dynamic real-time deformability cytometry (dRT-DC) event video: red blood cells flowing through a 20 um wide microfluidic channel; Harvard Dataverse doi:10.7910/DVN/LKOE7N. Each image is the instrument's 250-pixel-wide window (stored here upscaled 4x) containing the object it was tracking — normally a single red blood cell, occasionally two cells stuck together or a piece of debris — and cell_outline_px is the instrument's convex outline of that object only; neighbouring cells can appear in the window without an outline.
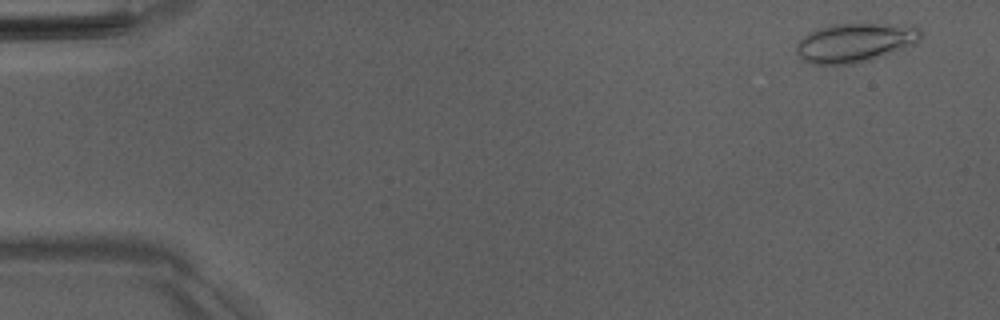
{"species": "Egyptian fruit bat (a non-hibernating species)", "species_latin": "Rousettus aegyptiacus", "temperature_condition": "room temperature", "stored_images_in_passage": 46, "camera_frame_rate_fps": 3000, "um_per_image_px": 0.085, "animal": {"sex": "male"}, "frame": {"image": 1, "passage_image": 3, "time_ms": 0.667, "image_size_px": [1000, 320], "cell_outline_px": [[924, 36], [920, 40], [912, 44], [884, 56], [852, 64], [812, 64], [800, 60], [796, 52], [796, 44], [804, 36], [816, 28], [832, 24], [912, 24], [920, 28], [924, 32]], "centroid_in_image_um": [72.69, 3.61], "position_along_channel_um": 12.3, "area_um2": 28.67}}
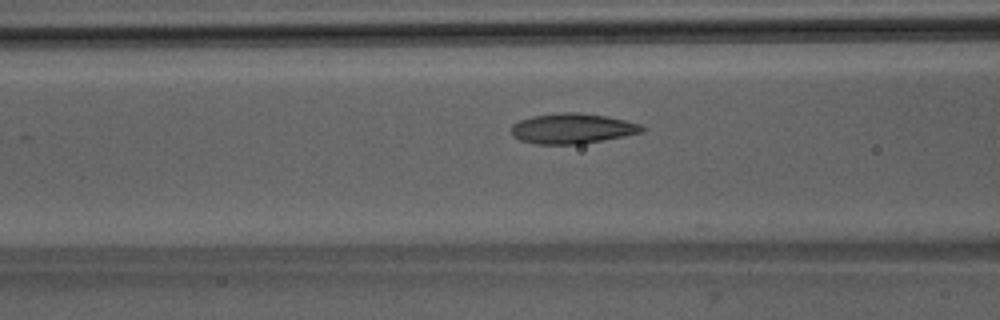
{"frame": {"image": 2, "passage_image": 21, "time_ms": 6.667, "image_size_px": [1000, 320], "cell_outline_px": [[644, 132], [624, 136], [580, 144], [536, 144], [520, 140], [512, 136], [512, 124], [520, 120], [532, 116], [560, 112], [576, 112], [608, 116], [640, 124], [644, 128]], "centroid_in_image_um": [48.63, 10.92], "position_along_channel_um": 118.0, "area_um2": 23.0}}
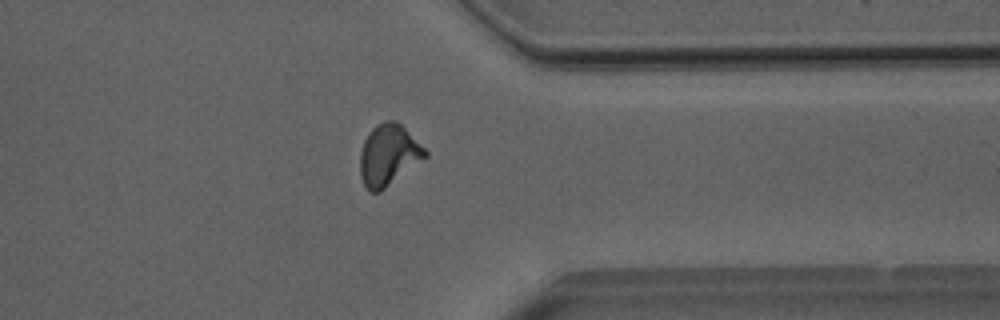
{"frame": {"image": 3, "passage_image": 41, "time_ms": 13.333, "image_size_px": [1000, 320], "cell_outline_px": [[428, 156], [380, 192], [368, 192], [360, 176], [360, 152], [364, 140], [368, 132], [376, 124], [384, 120], [396, 120], [428, 152]], "centroid_in_image_um": [33.0, 13.18], "position_along_channel_um": 378.4, "area_um2": 23.18}}